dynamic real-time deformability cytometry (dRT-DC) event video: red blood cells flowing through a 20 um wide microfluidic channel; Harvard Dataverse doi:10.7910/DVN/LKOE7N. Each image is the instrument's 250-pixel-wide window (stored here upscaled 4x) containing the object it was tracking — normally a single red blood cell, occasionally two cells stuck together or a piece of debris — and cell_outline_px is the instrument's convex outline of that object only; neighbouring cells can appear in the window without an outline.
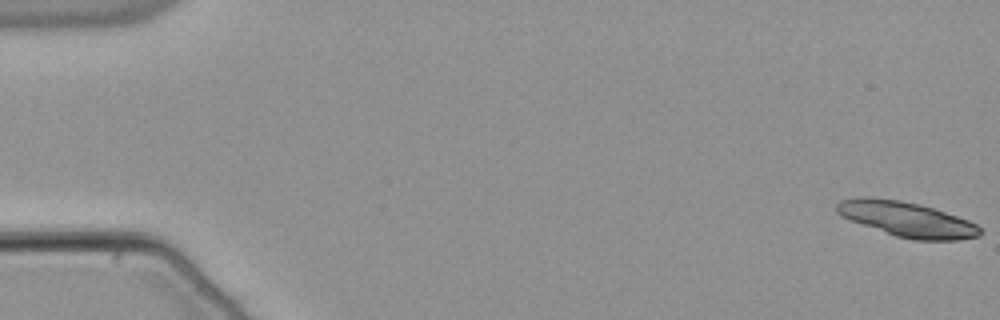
{"species": "common noctule bat (a hibernating species)", "species_latin": "Nyctalus noctula", "temperature_condition": "warm", "stored_images_in_passage": 23, "segment_of_instrument_passage": [1, 2], "camera_frame_rate_fps": 3000, "um_per_image_px": 0.085, "animal": {"sex": "male", "body_mass_g": 21.5, "forearm_length_mm": 52.0}, "frame": {"image": 1, "passage_image": 1, "time_ms": 0.0, "image_size_px": [1000, 320], "cell_outline_px": [[980, 236], [960, 240], [916, 240], [896, 236], [840, 216], [836, 212], [836, 204], [840, 200], [860, 196], [868, 196], [900, 200], [920, 204], [968, 220], [976, 224], [980, 228]], "centroid_in_image_um": [77.05, 18.62], "position_along_channel_um": 7.9, "area_um2": 29.07}}
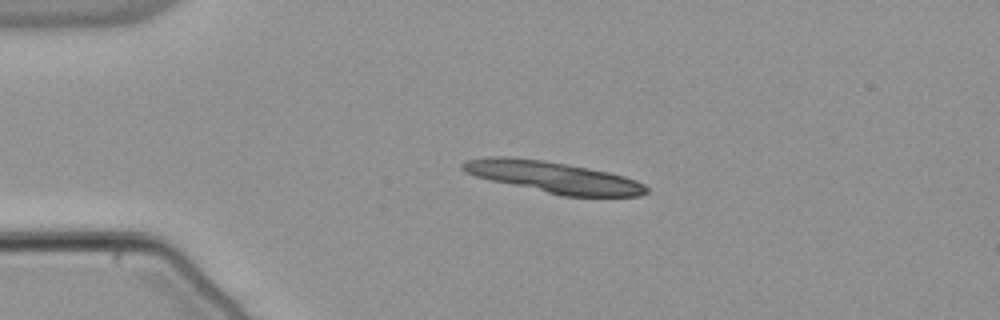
{"frame": {"image": 2, "passage_image": 13, "time_ms": 4.0, "image_size_px": [1000, 320], "cell_outline_px": [[648, 192], [640, 196], [560, 196], [492, 180], [476, 176], [464, 172], [460, 168], [460, 164], [468, 160], [488, 156], [508, 156], [544, 160], [588, 168], [608, 172], [624, 176], [636, 180], [644, 184], [648, 188]], "centroid_in_image_um": [47.02, 15.05], "position_along_channel_um": 38.0, "area_um2": 33.47}}